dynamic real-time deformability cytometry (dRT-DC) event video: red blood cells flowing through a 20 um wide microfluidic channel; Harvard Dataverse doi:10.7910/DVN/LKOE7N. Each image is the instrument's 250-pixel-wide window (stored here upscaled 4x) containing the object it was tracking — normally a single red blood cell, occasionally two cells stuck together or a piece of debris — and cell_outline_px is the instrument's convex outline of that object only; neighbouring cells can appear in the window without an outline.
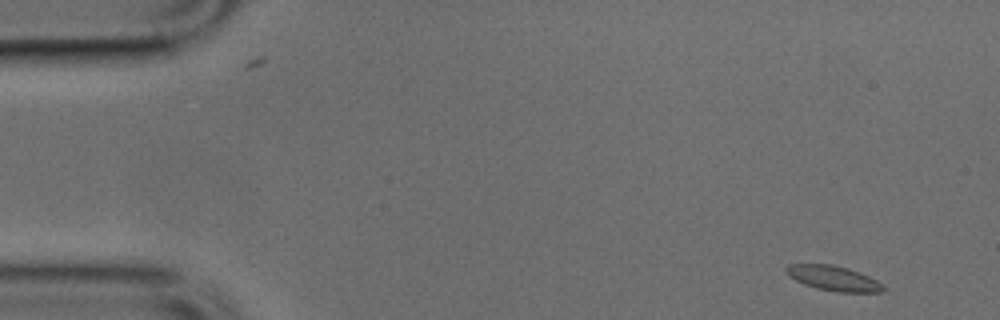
{"species": "common noctule bat (a hibernating species)", "species_latin": "Nyctalus noctula", "temperature_condition": "cold", "stored_images_in_passage": 47, "camera_frame_rate_fps": 3000, "um_per_image_px": 0.085, "animal": {"sex": "male", "body_mass_g": 17.9, "forearm_length_mm": 54.2}, "frame": {"image": 1, "passage_image": 1, "time_ms": 0.0, "image_size_px": [1000, 320], "cell_outline_px": [[884, 292], [836, 292], [816, 288], [804, 284], [788, 276], [784, 268], [788, 264], [832, 264], [848, 268], [868, 276], [876, 280], [884, 288]], "centroid_in_image_um": [70.8, 23.65], "position_along_channel_um": 14.2, "area_um2": 14.05}}
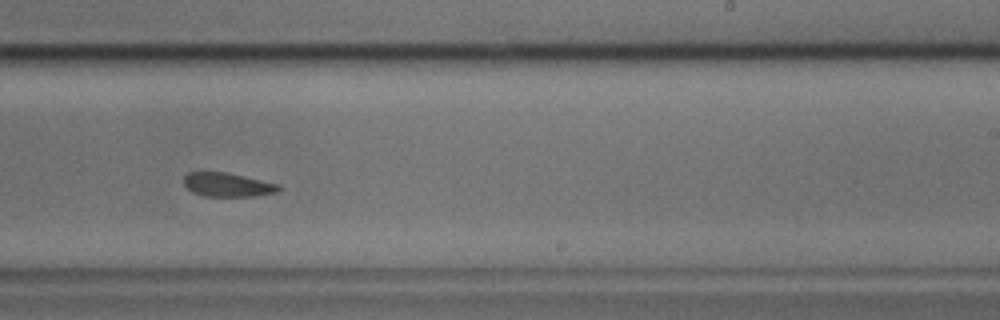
{"frame": {"image": 2, "passage_image": 28, "time_ms": 9.0, "image_size_px": [1000, 320], "cell_outline_px": [[280, 188], [276, 192], [256, 196], [204, 196], [192, 192], [184, 184], [184, 176], [188, 172], [224, 172], [244, 176], [280, 184]], "centroid_in_image_um": [19.34, 15.7], "position_along_channel_um": 269.7, "area_um2": 13.12}}
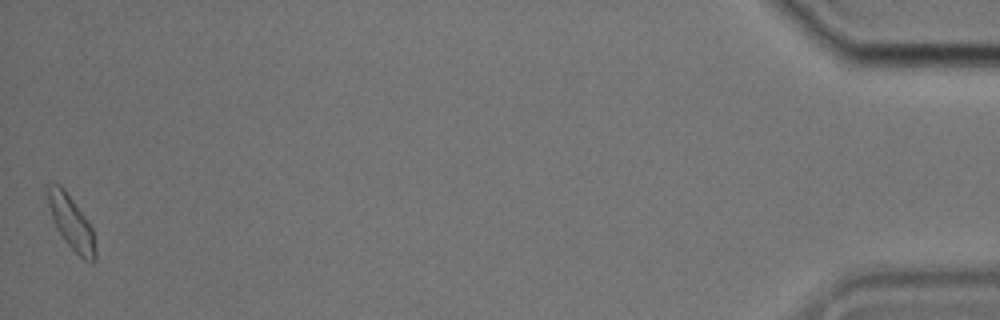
{"frame": {"image": 3, "passage_image": 47, "time_ms": 15.333, "image_size_px": [1000, 320], "cell_outline_px": [[96, 260], [92, 264], [84, 260], [64, 240], [56, 228], [52, 220], [48, 204], [44, 184], [60, 184], [64, 188], [88, 220], [92, 228], [96, 252]], "centroid_in_image_um": [6.03, 18.89], "position_along_channel_um": 429.2, "area_um2": 15.14}}